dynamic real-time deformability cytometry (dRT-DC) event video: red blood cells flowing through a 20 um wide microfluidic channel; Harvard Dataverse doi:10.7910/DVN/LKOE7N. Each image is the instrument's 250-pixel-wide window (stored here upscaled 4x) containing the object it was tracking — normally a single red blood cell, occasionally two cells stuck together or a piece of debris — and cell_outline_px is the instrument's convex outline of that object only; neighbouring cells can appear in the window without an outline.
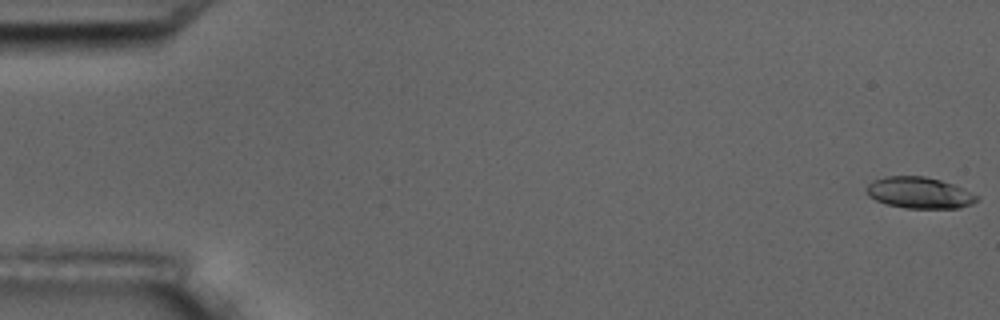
{"species": "common noctule bat (a hibernating species)", "species_latin": "Nyctalus noctula", "temperature_condition": "room temperature", "stored_images_in_passage": 6, "camera_frame_rate_fps": 3000, "um_per_image_px": 0.085, "animal": {"sex": "male", "body_mass_g": 17.5, "forearm_length_mm": 52.3}, "frame": {"image": 1, "passage_image": 1, "time_ms": 0.0, "image_size_px": [1000, 320], "cell_outline_px": [[980, 200], [972, 204], [960, 208], [904, 208], [888, 204], [876, 200], [868, 196], [864, 192], [864, 188], [872, 180], [884, 176], [924, 176], [940, 180], [964, 188], [980, 196]], "centroid_in_image_um": [78.14, 16.38], "position_along_channel_um": 6.9, "area_um2": 20.46}}
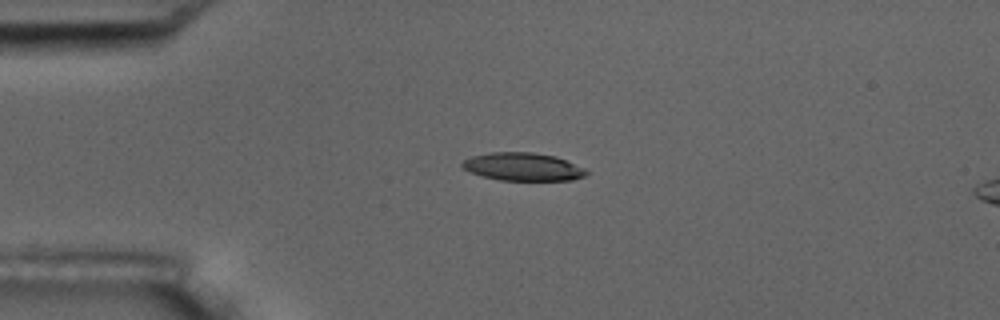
{"frame": {"image": 2, "passage_image": 4, "time_ms": 4.333, "image_size_px": [1000, 320], "cell_outline_px": [[588, 172], [584, 176], [572, 180], [500, 180], [480, 176], [468, 172], [460, 164], [464, 160], [472, 156], [492, 152], [532, 152], [556, 156], [584, 168]], "centroid_in_image_um": [44.41, 14.17], "position_along_channel_um": 40.6, "area_um2": 20.23}}